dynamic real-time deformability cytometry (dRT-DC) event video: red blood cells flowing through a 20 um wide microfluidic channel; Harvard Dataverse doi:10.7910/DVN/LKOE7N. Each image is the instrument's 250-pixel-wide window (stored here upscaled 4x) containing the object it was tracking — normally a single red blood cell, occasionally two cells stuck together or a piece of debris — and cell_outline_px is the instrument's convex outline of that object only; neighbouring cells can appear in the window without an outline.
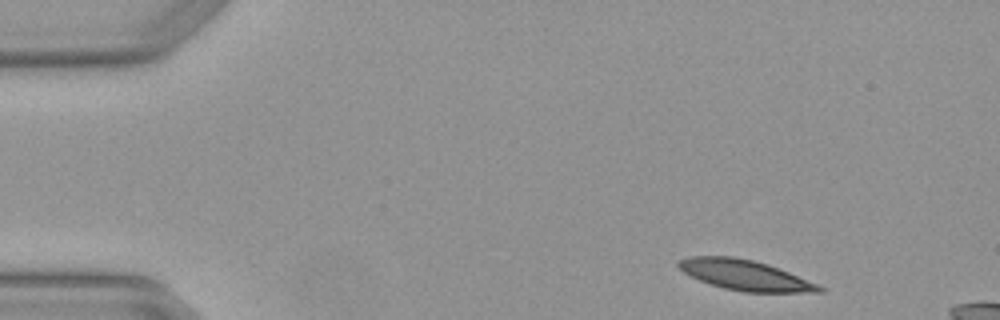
{"species": "Egyptian fruit bat (a non-hibernating species)", "species_latin": "Rousettus aegyptiacus", "temperature_condition": "warm", "stored_images_in_passage": 4, "camera_frame_rate_fps": 3000, "um_per_image_px": 0.085, "animal": {"sex": "female"}, "frame": {"image": 1, "passage_image": 1, "time_ms": 0.0, "image_size_px": [1000, 320], "cell_outline_px": [[824, 292], [744, 292], [724, 288], [700, 280], [684, 272], [676, 264], [680, 260], [688, 256], [732, 256], [752, 260], [768, 264], [788, 272], [816, 284], [824, 288]], "centroid_in_image_um": [63.3, 23.38], "position_along_channel_um": 21.7, "area_um2": 24.39}}